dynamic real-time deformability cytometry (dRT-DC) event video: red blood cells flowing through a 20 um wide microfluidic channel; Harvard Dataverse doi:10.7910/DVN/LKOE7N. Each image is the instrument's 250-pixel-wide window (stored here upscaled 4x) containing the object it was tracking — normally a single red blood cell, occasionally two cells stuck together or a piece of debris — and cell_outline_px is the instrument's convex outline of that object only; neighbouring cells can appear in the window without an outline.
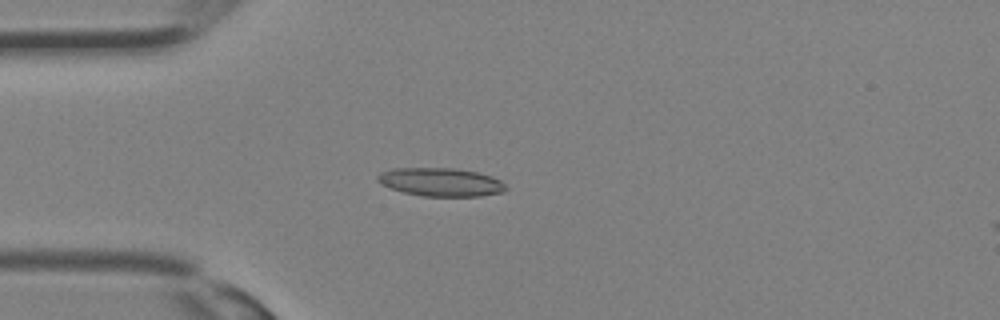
{"species": "Egyptian fruit bat (a non-hibernating species)", "species_latin": "Rousettus aegyptiacus", "temperature_condition": "room temperature", "stored_images_in_passage": 11, "camera_frame_rate_fps": 3000, "um_per_image_px": 0.085, "animal": {"sex": "female"}, "frame": {"image": 1, "passage_image": 9, "time_ms": 2.667, "image_size_px": [1000, 320], "cell_outline_px": [[508, 188], [504, 192], [480, 196], [424, 196], [404, 192], [392, 188], [376, 180], [376, 176], [380, 172], [392, 168], [456, 168], [476, 172], [492, 176], [500, 180]], "centroid_in_image_um": [37.48, 15.47], "position_along_channel_um": 47.5, "area_um2": 21.15}}